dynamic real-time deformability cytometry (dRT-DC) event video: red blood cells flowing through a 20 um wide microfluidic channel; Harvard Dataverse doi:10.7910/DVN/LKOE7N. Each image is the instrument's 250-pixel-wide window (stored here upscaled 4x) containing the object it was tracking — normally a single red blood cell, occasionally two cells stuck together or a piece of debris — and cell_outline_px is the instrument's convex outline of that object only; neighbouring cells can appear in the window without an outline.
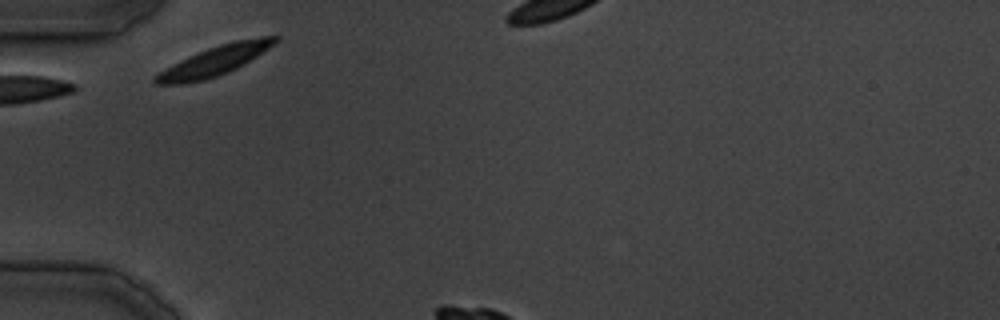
{"species": "common noctule bat (a hibernating species)", "species_latin": "Nyctalus noctula", "temperature_condition": "cold", "stored_images_in_passage": 4, "camera_frame_rate_fps": 3000, "um_per_image_px": 0.085, "animal": {"sex": "male", "body_mass_g": 19.5, "forearm_length_mm": 54.6}, "frame": {"image": 1, "passage_image": 1, "time_ms": 0.0, "image_size_px": [1000, 320], "cell_outline_px": [[280, 40], [244, 64], [228, 72], [204, 80], [180, 84], [156, 84], [152, 80], [152, 76], [156, 72], [188, 56], [208, 48], [220, 44], [236, 40], [260, 36], [280, 36]], "centroid_in_image_um": [18.19, 5.17], "position_along_channel_um": 66.8, "area_um2": 20.63}}